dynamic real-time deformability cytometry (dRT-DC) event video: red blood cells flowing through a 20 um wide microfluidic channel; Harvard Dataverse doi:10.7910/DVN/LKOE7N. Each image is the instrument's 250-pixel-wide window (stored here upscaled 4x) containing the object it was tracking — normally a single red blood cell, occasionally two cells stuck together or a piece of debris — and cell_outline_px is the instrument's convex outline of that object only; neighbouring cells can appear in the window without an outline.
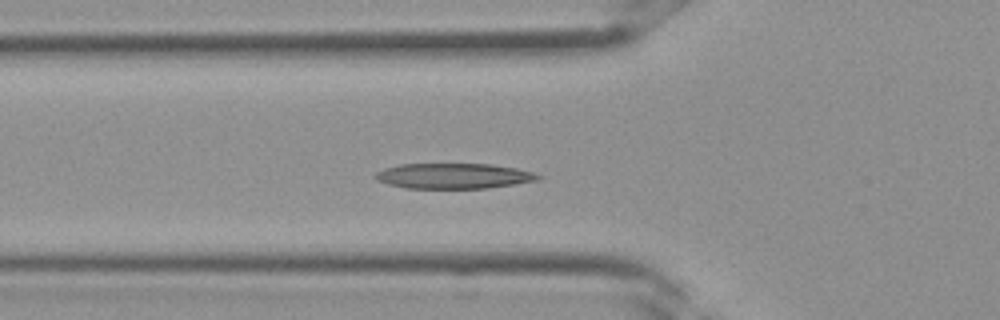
{"species": "Egyptian fruit bat (a non-hibernating species)", "species_latin": "Rousettus aegyptiacus", "temperature_condition": "room temperature", "stored_images_in_passage": 22, "camera_frame_rate_fps": 3000, "um_per_image_px": 0.085, "frame": {"image": 1, "passage_image": 2, "time_ms": 0.333, "image_size_px": [1000, 320], "cell_outline_px": [[544, 176], [540, 180], [488, 188], [404, 188], [388, 184], [376, 180], [372, 176], [376, 172], [384, 168], [400, 164], [492, 164], [516, 168], [532, 172]], "centroid_in_image_um": [38.55, 14.95], "position_along_channel_um": 87.3, "area_um2": 24.22}}
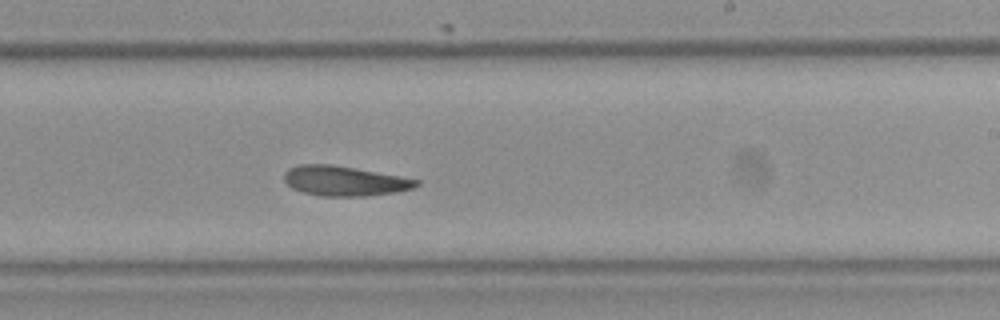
{"frame": {"image": 2, "passage_image": 11, "time_ms": 3.333, "image_size_px": [1000, 320], "cell_outline_px": [[420, 184], [412, 188], [396, 192], [368, 196], [320, 196], [304, 192], [292, 188], [284, 180], [284, 172], [288, 168], [300, 164], [332, 164], [400, 176], [420, 180]], "centroid_in_image_um": [29.27, 15.37], "position_along_channel_um": 259.7, "area_um2": 23.0}}
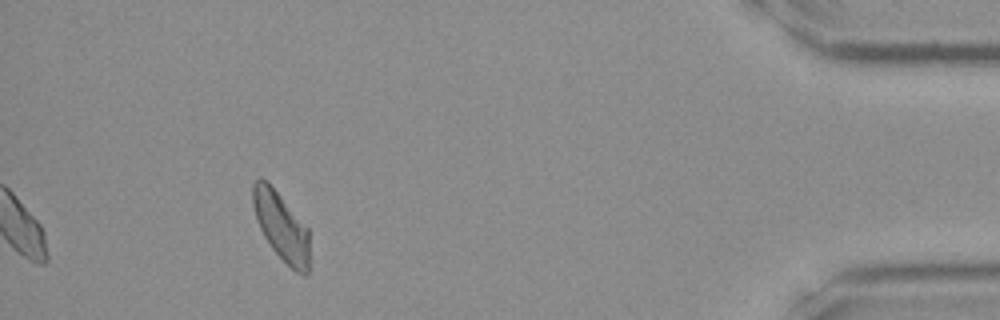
{"frame": {"image": 3, "passage_image": 22, "time_ms": 7.0, "image_size_px": [1000, 320], "cell_outline_px": [[308, 272], [304, 276], [296, 272], [272, 248], [264, 236], [256, 220], [252, 204], [252, 184], [260, 176], [280, 196], [308, 228]], "centroid_in_image_um": [23.88, 19.24], "position_along_channel_um": 411.3, "area_um2": 21.96}}